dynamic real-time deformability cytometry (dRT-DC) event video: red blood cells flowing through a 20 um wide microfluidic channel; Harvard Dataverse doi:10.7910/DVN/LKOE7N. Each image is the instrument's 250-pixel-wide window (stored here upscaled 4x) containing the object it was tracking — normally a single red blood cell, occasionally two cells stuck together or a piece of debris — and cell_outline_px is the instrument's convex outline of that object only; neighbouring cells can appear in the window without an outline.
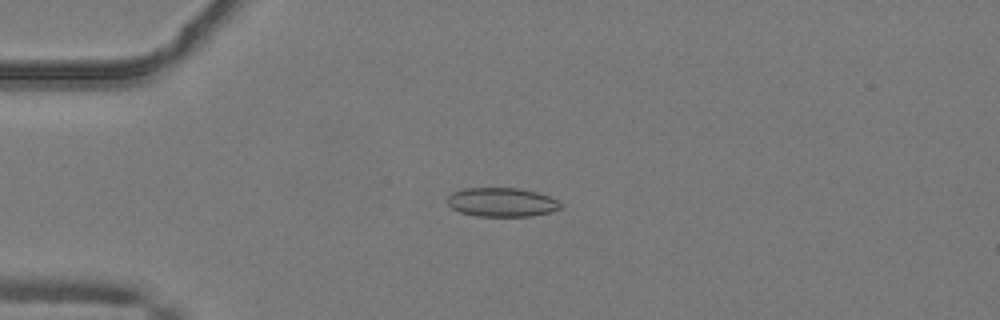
{"species": "common noctule bat (a hibernating species)", "species_latin": "Nyctalus noctula", "temperature_condition": "warm", "stored_images_in_passage": 38, "camera_frame_rate_fps": 3000, "um_per_image_px": 0.085, "animal": {"sex": "male", "body_mass_g": 19.2, "forearm_length_mm": 51.8}, "frame": {"image": 1, "passage_image": 1, "time_ms": 0.0, "image_size_px": [1000, 320], "cell_outline_px": [[560, 208], [548, 212], [532, 216], [476, 216], [460, 212], [452, 208], [448, 204], [448, 196], [452, 192], [464, 188], [520, 188], [536, 192], [548, 196], [556, 200], [560, 204]], "centroid_in_image_um": [42.61, 17.18], "position_along_channel_um": 42.4, "area_um2": 18.96}}
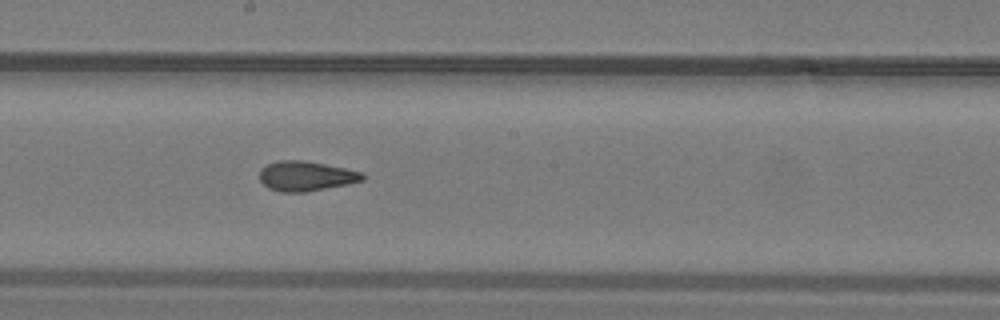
{"frame": {"image": 2, "passage_image": 16, "time_ms": 5.0, "image_size_px": [1000, 320], "cell_outline_px": [[364, 180], [348, 184], [304, 192], [280, 192], [268, 188], [260, 180], [260, 168], [276, 160], [300, 160], [324, 164], [364, 172]], "centroid_in_image_um": [25.99, 14.96], "position_along_channel_um": 222.2, "area_um2": 17.86}}
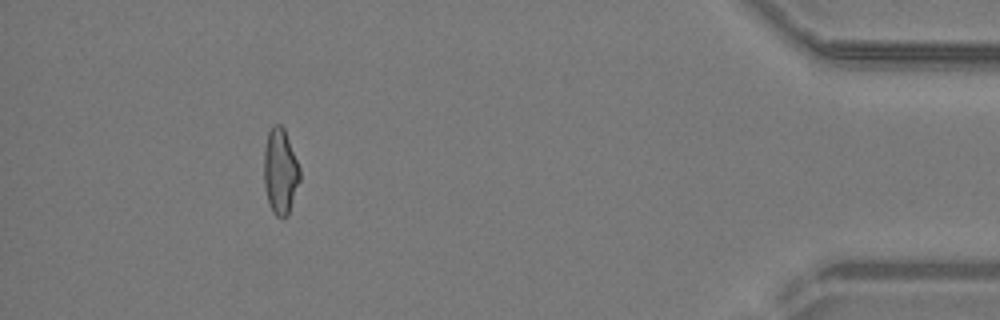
{"frame": {"image": 3, "passage_image": 34, "time_ms": 11.0, "image_size_px": [1000, 320], "cell_outline_px": [[300, 180], [288, 216], [284, 220], [276, 216], [272, 212], [268, 200], [264, 184], [264, 148], [268, 132], [272, 124], [280, 124], [284, 128], [300, 168]], "centroid_in_image_um": [23.82, 14.59], "position_along_channel_um": 411.4, "area_um2": 18.09}, "authors_computed_cell_mechanics": {"area_um2": 18.0914, "velocity_mm_per_s": 4.1258, "shape_relaxation_time_tau1_ms": null, "shape_relaxation_time_tau2_ms": 1.2612, "deformation_change_tau1": null, "deformation_change_tau2": 0.075}}